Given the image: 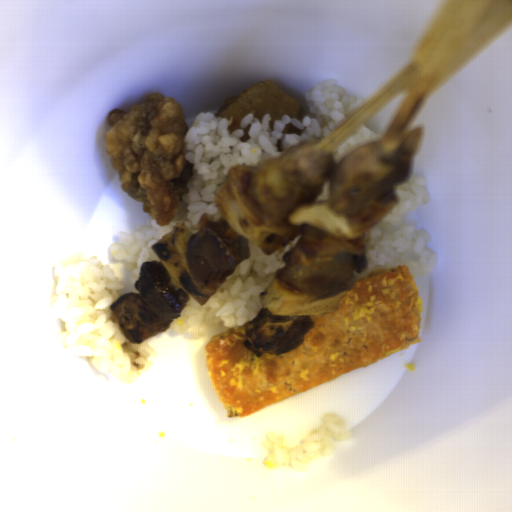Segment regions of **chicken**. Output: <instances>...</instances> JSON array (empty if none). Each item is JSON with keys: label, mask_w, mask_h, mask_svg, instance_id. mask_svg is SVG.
<instances>
[{"label": "chicken", "mask_w": 512, "mask_h": 512, "mask_svg": "<svg viewBox=\"0 0 512 512\" xmlns=\"http://www.w3.org/2000/svg\"><path fill=\"white\" fill-rule=\"evenodd\" d=\"M106 123L104 151L121 189L141 202L143 213L160 226L171 223L194 164L182 153L189 127L182 105L172 96L150 93L131 109H113Z\"/></svg>", "instance_id": "obj_1"}, {"label": "chicken", "mask_w": 512, "mask_h": 512, "mask_svg": "<svg viewBox=\"0 0 512 512\" xmlns=\"http://www.w3.org/2000/svg\"><path fill=\"white\" fill-rule=\"evenodd\" d=\"M249 113L261 125L263 115L269 114L271 131L275 121H283V115L302 121L307 114L299 102L282 88L270 80H263L251 84L238 95L226 97L214 116L229 121L233 119L232 124L227 126V131L231 134L232 131L240 129L241 122Z\"/></svg>", "instance_id": "obj_2"}, {"label": "chicken", "mask_w": 512, "mask_h": 512, "mask_svg": "<svg viewBox=\"0 0 512 512\" xmlns=\"http://www.w3.org/2000/svg\"><path fill=\"white\" fill-rule=\"evenodd\" d=\"M282 130H283L284 134L296 133L297 135H302V132H303V130H301L300 128L296 127L295 125H293L289 121L286 123V125L283 127Z\"/></svg>", "instance_id": "obj_3"}, {"label": "chicken", "mask_w": 512, "mask_h": 512, "mask_svg": "<svg viewBox=\"0 0 512 512\" xmlns=\"http://www.w3.org/2000/svg\"><path fill=\"white\" fill-rule=\"evenodd\" d=\"M252 128V124L244 128L243 137H239L240 142H247L250 139V129Z\"/></svg>", "instance_id": "obj_4"}]
</instances>
